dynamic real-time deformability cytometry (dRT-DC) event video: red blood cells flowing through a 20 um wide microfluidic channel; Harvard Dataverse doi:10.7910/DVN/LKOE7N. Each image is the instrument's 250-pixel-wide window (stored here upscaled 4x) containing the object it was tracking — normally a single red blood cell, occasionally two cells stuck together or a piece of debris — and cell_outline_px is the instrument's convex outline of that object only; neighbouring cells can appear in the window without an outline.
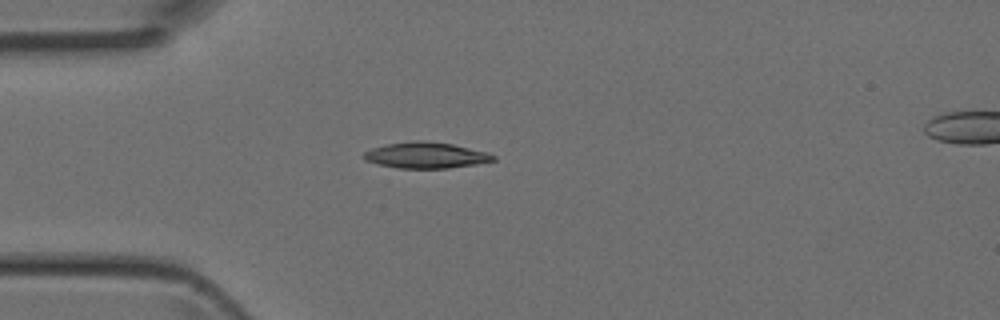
{"species": "Egyptian fruit bat (a non-hibernating species)", "species_latin": "Rousettus aegyptiacus", "temperature_condition": "room temperature", "stored_images_in_passage": 4, "camera_frame_rate_fps": 3000, "um_per_image_px": 0.085, "animal": {"sex": "female"}, "frame": {"image": 1, "passage_image": 3, "time_ms": 0.667, "image_size_px": [1000, 320], "cell_outline_px": [[496, 160], [476, 164], [448, 168], [396, 168], [376, 164], [364, 160], [360, 156], [364, 152], [372, 148], [388, 144], [412, 140], [420, 140], [452, 144], [488, 152], [496, 156]], "centroid_in_image_um": [36.17, 13.2], "position_along_channel_um": 48.8, "area_um2": 19.77}}